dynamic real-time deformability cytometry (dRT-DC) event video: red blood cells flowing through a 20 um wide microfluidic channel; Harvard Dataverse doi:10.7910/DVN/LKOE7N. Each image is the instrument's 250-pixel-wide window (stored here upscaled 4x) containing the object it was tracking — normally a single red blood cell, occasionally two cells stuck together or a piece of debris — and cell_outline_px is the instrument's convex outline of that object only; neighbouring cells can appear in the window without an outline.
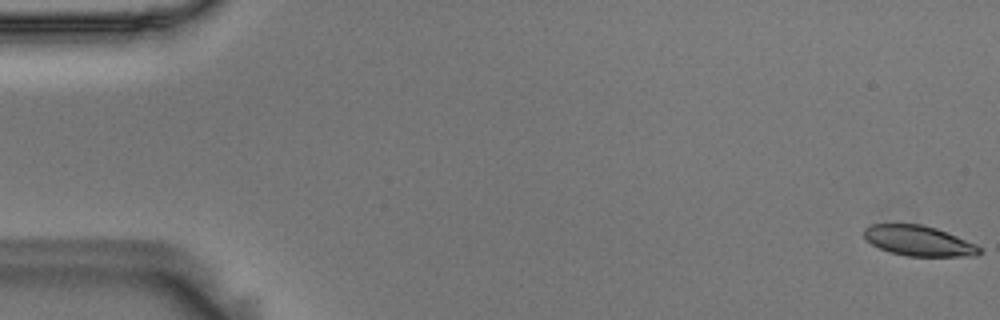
{"species": "Egyptian fruit bat (a non-hibernating species)", "species_latin": "Rousettus aegyptiacus", "temperature_condition": "room temperature", "stored_images_in_passage": 56, "camera_frame_rate_fps": 3000, "um_per_image_px": 0.085, "animal": {"sex": "male"}, "frame": {"image": 1, "passage_image": 1, "time_ms": 0.0, "image_size_px": [1000, 320], "cell_outline_px": [[980, 252], [976, 256], [908, 256], [892, 252], [880, 248], [864, 240], [864, 228], [868, 224], [920, 224], [936, 228], [976, 244], [980, 248]], "centroid_in_image_um": [78.05, 20.46], "position_along_channel_um": 6.9, "area_um2": 20.23}}
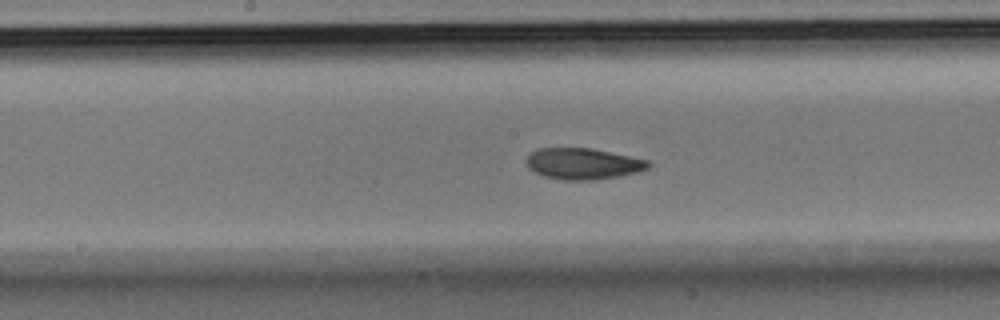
{"frame": {"image": 2, "passage_image": 29, "time_ms": 9.333, "image_size_px": [1000, 320], "cell_outline_px": [[652, 164], [648, 168], [636, 172], [620, 176], [592, 180], [564, 180], [544, 176], [528, 168], [528, 156], [536, 148], [592, 148], [648, 160]], "centroid_in_image_um": [49.58, 13.91], "position_along_channel_um": 198.6, "area_um2": 22.02}}
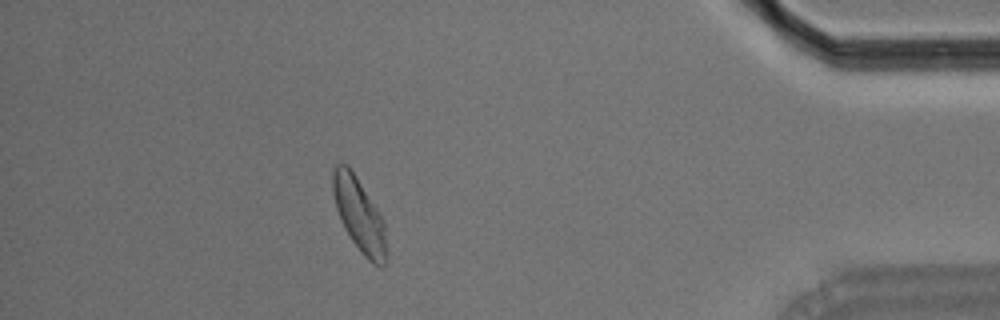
{"frame": {"image": 3, "passage_image": 50, "time_ms": 16.333, "image_size_px": [1000, 320], "cell_outline_px": [[388, 260], [384, 264], [372, 264], [360, 252], [344, 228], [336, 208], [332, 192], [332, 172], [336, 164], [348, 164], [384, 220]], "centroid_in_image_um": [30.54, 18.28], "position_along_channel_um": 404.7, "area_um2": 23.0}, "authors_computed_cell_mechanics": {"area_um2": 22.253, "velocity_mm_per_s": 3.6059, "shape_relaxation_time_tau1_ms": 4.5834, "shape_relaxation_time_tau2_ms": 2.6254, "deformation_change_tau1": 0.1382, "deformation_change_tau2": 0.0663}}